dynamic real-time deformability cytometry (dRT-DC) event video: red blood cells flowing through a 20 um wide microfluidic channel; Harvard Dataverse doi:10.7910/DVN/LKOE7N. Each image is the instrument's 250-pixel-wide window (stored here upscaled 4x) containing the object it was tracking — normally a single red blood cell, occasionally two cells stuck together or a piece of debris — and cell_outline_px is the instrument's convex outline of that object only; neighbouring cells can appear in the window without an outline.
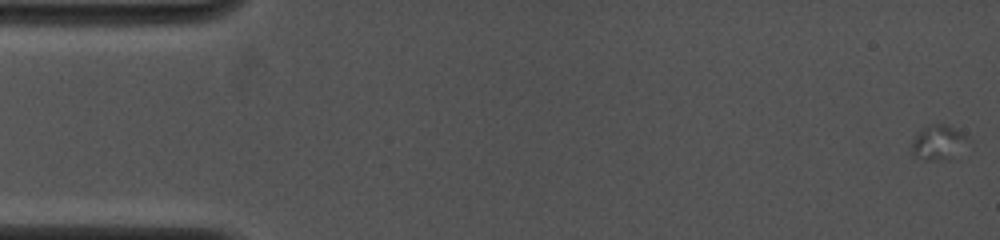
{"species": "common noctule bat (a hibernating species)", "species_latin": "Nyctalus noctula", "temperature_condition": "cold", "stored_images_in_passage": 10, "camera_frame_rate_fps": 4000, "um_per_image_px": 0.085, "animal": {"sex": "female", "body_mass_g": 19.0, "forearm_length_mm": 53.3}, "frame": {"image": 1, "passage_image": 1, "time_ms": 0.0, "image_size_px": [1000, 240], "cell_outline_px": [[972, 140], [948, 160], [924, 160], [916, 156], [912, 152], [912, 140], [924, 128], [932, 124], [944, 124], [968, 136]], "centroid_in_image_um": [79.79, 12.13], "position_along_channel_um": 5.2, "area_um2": 11.16}}
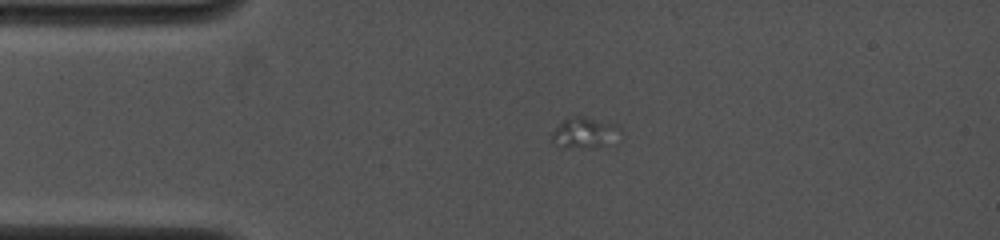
{"frame": {"image": 2, "passage_image": 9, "time_ms": 3.5, "image_size_px": [1000, 240], "cell_outline_px": [[624, 132], [620, 140], [588, 148], [560, 148], [552, 140], [552, 132], [564, 120], [572, 116], [584, 116], [620, 124]], "centroid_in_image_um": [49.8, 11.28], "position_along_channel_um": 35.2, "area_um2": 12.77}}